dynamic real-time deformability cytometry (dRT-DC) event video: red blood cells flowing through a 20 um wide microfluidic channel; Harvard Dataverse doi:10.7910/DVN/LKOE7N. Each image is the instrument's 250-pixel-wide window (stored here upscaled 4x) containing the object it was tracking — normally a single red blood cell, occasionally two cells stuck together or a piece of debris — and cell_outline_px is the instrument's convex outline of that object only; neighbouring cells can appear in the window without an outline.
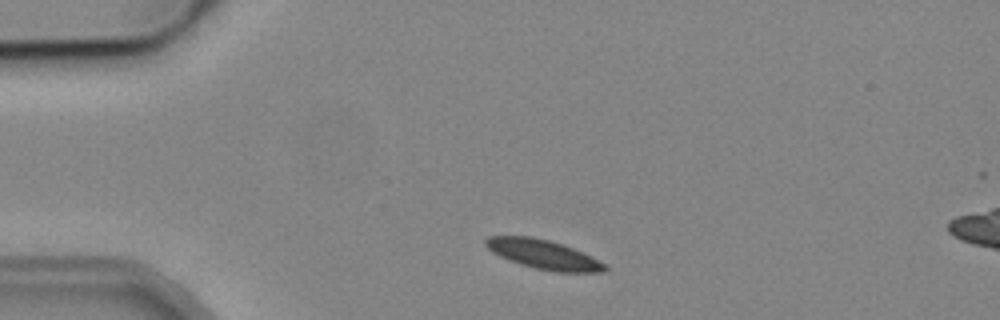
{"species": "common noctule bat (a hibernating species)", "species_latin": "Nyctalus noctula", "temperature_condition": "cold", "stored_images_in_passage": 2, "camera_frame_rate_fps": 3000, "um_per_image_px": 0.085, "animal": {"sex": "male", "body_mass_g": 19.2, "forearm_length_mm": 51.8}, "frame": {"image": 1, "passage_image": 2, "time_ms": 1.0, "image_size_px": [1000, 320], "cell_outline_px": [[608, 268], [604, 272], [556, 272], [536, 268], [520, 264], [500, 256], [492, 252], [484, 244], [484, 240], [488, 236], [532, 236], [548, 240], [572, 248], [608, 264]], "centroid_in_image_um": [46.19, 21.63], "position_along_channel_um": 38.8, "area_um2": 20.17}}